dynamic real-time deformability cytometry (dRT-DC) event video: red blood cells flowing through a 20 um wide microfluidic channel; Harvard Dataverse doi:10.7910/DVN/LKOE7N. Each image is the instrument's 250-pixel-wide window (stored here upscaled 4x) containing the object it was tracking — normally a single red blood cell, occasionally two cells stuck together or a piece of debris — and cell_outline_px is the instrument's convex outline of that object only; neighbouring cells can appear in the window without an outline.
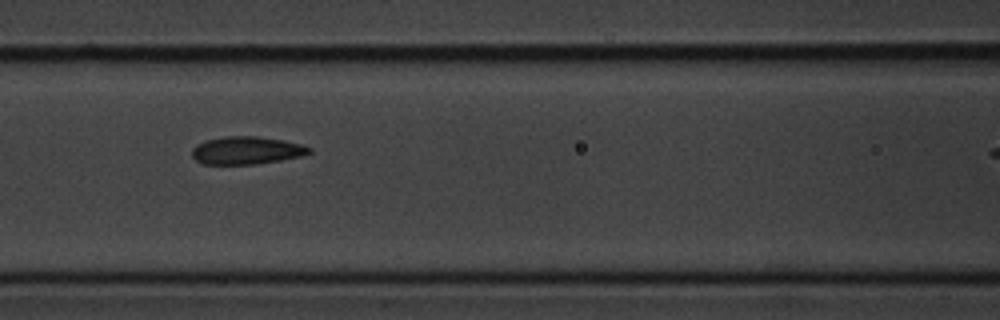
{"species": "common noctule bat (a hibernating species)", "species_latin": "Nyctalus noctula", "temperature_condition": "cold", "stored_images_in_passage": 15, "camera_frame_rate_fps": 3000, "um_per_image_px": 0.085, "animal": {"sex": "male", "body_mass_g": 20.1, "forearm_length_mm": 53.5}, "frame": {"image": 1, "passage_image": 5, "time_ms": 4.667, "image_size_px": [1000, 320], "cell_outline_px": [[312, 152], [304, 156], [256, 164], [200, 164], [192, 156], [192, 148], [196, 144], [204, 140], [224, 136], [256, 136], [284, 140], [300, 144], [312, 148]], "centroid_in_image_um": [20.95, 12.78], "position_along_channel_um": 145.7, "area_um2": 19.19}}
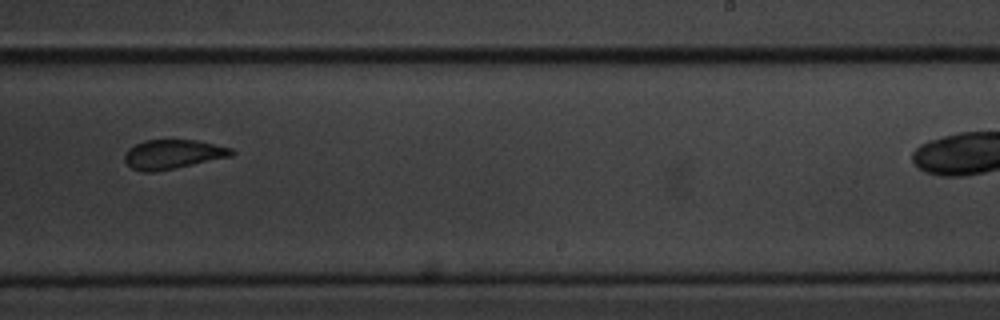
{"frame": {"image": 2, "passage_image": 8, "time_ms": 8.333, "image_size_px": [1000, 320], "cell_outline_px": [[236, 152], [232, 156], [156, 172], [144, 172], [132, 168], [124, 160], [124, 156], [128, 148], [144, 140], [196, 140], [232, 148]], "centroid_in_image_um": [14.69, 13.11], "position_along_channel_um": 274.3, "area_um2": 18.21}}
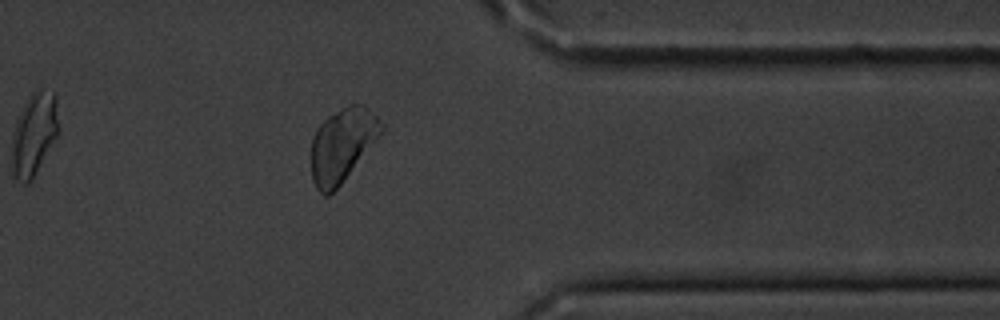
{"frame": {"image": 3, "passage_image": 12, "time_ms": 13.667, "image_size_px": [1000, 320], "cell_outline_px": [[384, 128], [340, 184], [328, 196], [324, 196], [316, 188], [312, 180], [312, 140], [316, 128], [328, 116], [348, 104], [364, 104], [384, 124]], "centroid_in_image_um": [29.06, 12.29], "position_along_channel_um": 382.3, "area_um2": 29.3}, "authors_computed_cell_mechanics": {"area_um2": 20.4034, "velocity_mm_per_s": 3.5074, "shape_relaxation_time_tau1_ms": 2.2117, "shape_relaxation_time_tau2_ms": null, "deformation_change_tau1": 0.0684, "deformation_change_tau2": null}}